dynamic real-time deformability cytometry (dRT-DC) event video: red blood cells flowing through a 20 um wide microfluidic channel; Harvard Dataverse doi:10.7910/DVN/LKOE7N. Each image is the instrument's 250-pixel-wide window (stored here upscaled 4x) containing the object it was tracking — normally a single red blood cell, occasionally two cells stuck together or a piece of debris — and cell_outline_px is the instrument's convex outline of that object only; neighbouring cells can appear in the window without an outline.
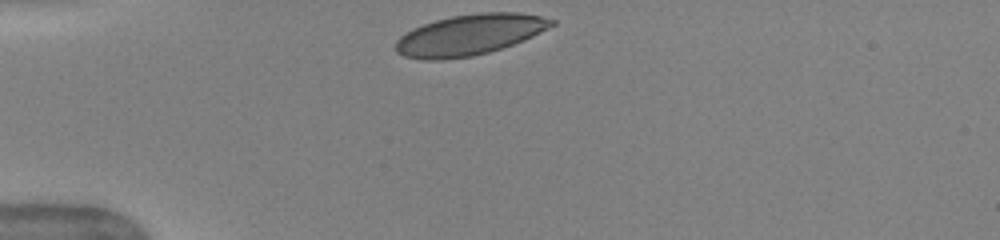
{"species": "human", "species_latin": "Homo sapiens", "temperature_condition": "warm", "stored_images_in_passage": 31, "camera_frame_rate_fps": 3000, "um_per_image_px": 0.085, "donor": {"sex": "female"}, "frame": {"image": 1, "passage_image": 1, "time_ms": 0.0, "image_size_px": [1000, 240], "cell_outline_px": [[556, 24], [524, 40], [488, 52], [472, 56], [440, 60], [424, 60], [404, 56], [396, 52], [396, 40], [400, 36], [412, 28], [436, 20], [452, 16], [480, 12], [520, 12], [540, 16], [556, 20]], "centroid_in_image_um": [39.91, 2.95], "position_along_channel_um": 45.1, "area_um2": 36.93}}
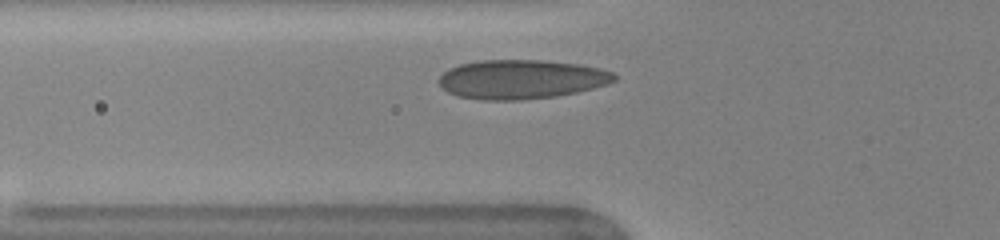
{"frame": {"image": 2, "passage_image": 6, "time_ms": 1.667, "image_size_px": [1000, 240], "cell_outline_px": [[616, 80], [608, 84], [576, 92], [556, 96], [520, 100], [480, 100], [456, 96], [448, 92], [440, 84], [440, 76], [448, 68], [460, 64], [480, 60], [540, 60], [580, 64], [600, 68], [612, 72], [616, 76]], "centroid_in_image_um": [44.31, 6.74], "position_along_channel_um": 81.5, "area_um2": 40.06}}
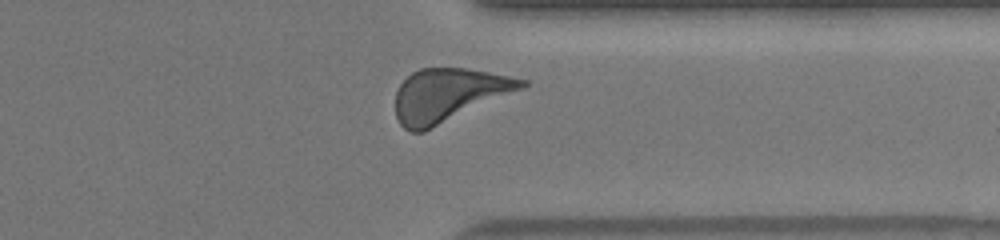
{"frame": {"image": 3, "passage_image": 28, "time_ms": 9.0, "image_size_px": [1000, 240], "cell_outline_px": [[528, 84], [520, 88], [424, 132], [408, 132], [400, 124], [396, 116], [396, 92], [400, 84], [412, 72], [420, 68], [464, 68], [488, 72], [528, 80]], "centroid_in_image_um": [38.04, 8.08], "position_along_channel_um": 373.4, "area_um2": 38.32}, "authors_computed_cell_mechanics": {"area_um2": 37.2232, "velocity_mm_per_s": 3.9721, "shape_relaxation_time_tau1_ms": 6.0749, "shape_relaxation_time_tau2_ms": null, "deformation_change_tau1": 0.2011, "deformation_change_tau2": null}}